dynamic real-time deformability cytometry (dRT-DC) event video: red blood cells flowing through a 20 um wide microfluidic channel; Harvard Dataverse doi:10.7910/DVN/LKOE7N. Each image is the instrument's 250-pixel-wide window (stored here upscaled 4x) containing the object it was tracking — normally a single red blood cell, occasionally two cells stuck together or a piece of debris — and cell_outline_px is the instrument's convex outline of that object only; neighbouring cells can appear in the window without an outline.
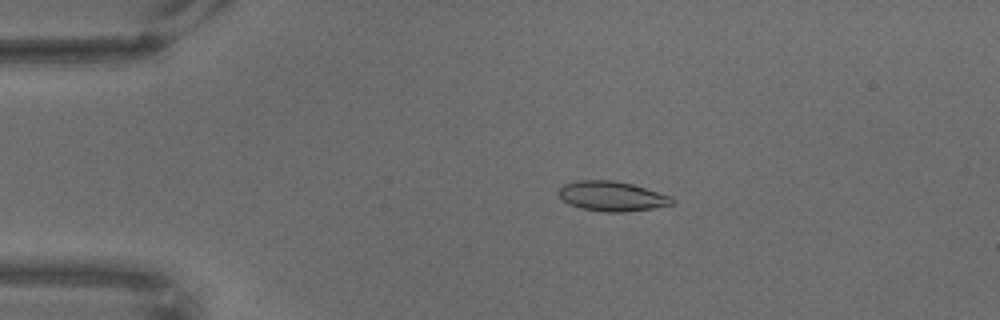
{"species": "common noctule bat (a hibernating species)", "species_latin": "Nyctalus noctula", "temperature_condition": "warm", "stored_images_in_passage": 69, "camera_frame_rate_fps": 3000, "um_per_image_px": 0.085, "animal": {"sex": "male", "body_mass_g": 18.8}, "frame": {"image": 1, "passage_image": 14, "time_ms": 4.333, "image_size_px": [1000, 320], "cell_outline_px": [[676, 204], [652, 208], [624, 212], [604, 212], [580, 208], [568, 204], [556, 192], [564, 184], [580, 180], [612, 180], [632, 184], [672, 196], [676, 200]], "centroid_in_image_um": [52.04, 16.68], "position_along_channel_um": 33.0, "area_um2": 19.83}}
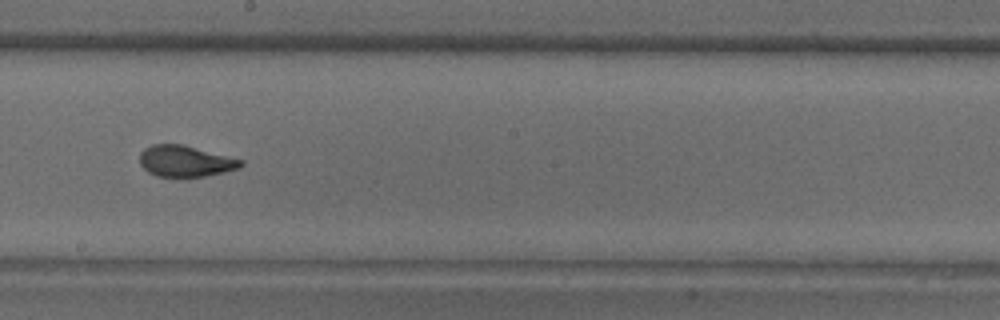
{"frame": {"image": 2, "passage_image": 39, "time_ms": 12.667, "image_size_px": [1000, 320], "cell_outline_px": [[244, 164], [240, 168], [224, 172], [204, 176], [156, 176], [148, 172], [140, 164], [140, 152], [144, 148], [152, 144], [180, 144], [244, 160]], "centroid_in_image_um": [15.75, 13.69], "position_along_channel_um": 232.5, "area_um2": 18.21}}
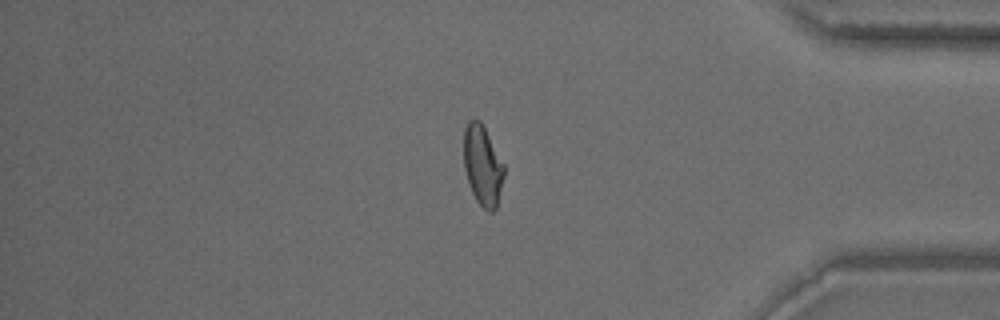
{"frame": {"image": 3, "passage_image": 58, "time_ms": 19.0, "image_size_px": [1000, 320], "cell_outline_px": [[504, 176], [496, 208], [492, 212], [488, 212], [476, 200], [472, 192], [464, 168], [464, 128], [468, 120], [480, 120], [504, 164]], "centroid_in_image_um": [41.02, 14.06], "position_along_channel_um": 394.2, "area_um2": 18.61}}